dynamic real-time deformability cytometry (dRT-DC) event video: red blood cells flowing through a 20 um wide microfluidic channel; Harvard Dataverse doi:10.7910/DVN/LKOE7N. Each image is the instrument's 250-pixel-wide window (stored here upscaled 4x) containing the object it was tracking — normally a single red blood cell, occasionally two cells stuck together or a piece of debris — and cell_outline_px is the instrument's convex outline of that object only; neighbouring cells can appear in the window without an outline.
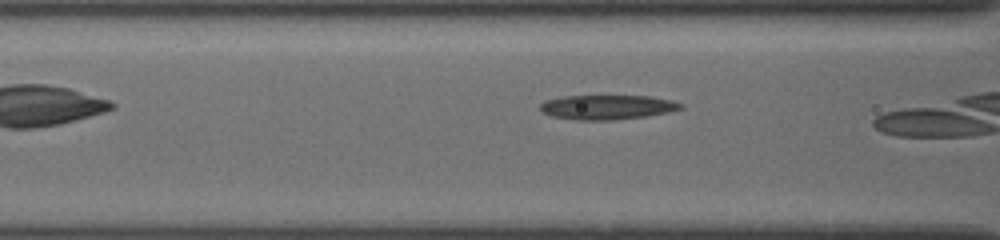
{"species": "common noctule bat (a hibernating species)", "species_latin": "Nyctalus noctula", "temperature_condition": "cold", "stored_images_in_passage": 16, "camera_frame_rate_fps": 3000, "um_per_image_px": 0.085, "animal": {"sex": "female", "body_mass_g": 19.5, "forearm_length_mm": 54.1}, "frame": {"image": 1, "passage_image": 10, "time_ms": 1.667, "image_size_px": [1000, 240], "cell_outline_px": [[684, 108], [668, 112], [644, 116], [612, 120], [576, 120], [552, 116], [544, 112], [540, 108], [540, 104], [544, 100], [560, 96], [648, 96], [672, 100], [684, 104]], "centroid_in_image_um": [51.61, 9.1], "position_along_channel_um": 115.0, "area_um2": 20.06}}
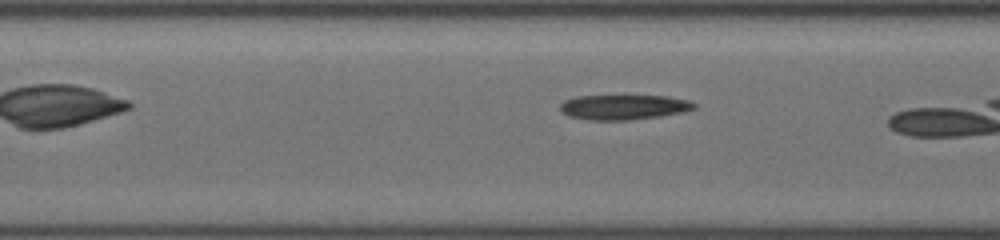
{"frame": {"image": 2, "passage_image": 15, "time_ms": 2.667, "image_size_px": [1000, 240], "cell_outline_px": [[696, 108], [680, 112], [660, 116], [628, 120], [588, 120], [568, 116], [560, 108], [560, 104], [564, 100], [576, 96], [624, 92], [668, 96], [688, 100], [696, 104]], "centroid_in_image_um": [52.99, 9.03], "position_along_channel_um": 154.4, "area_um2": 20.69}}